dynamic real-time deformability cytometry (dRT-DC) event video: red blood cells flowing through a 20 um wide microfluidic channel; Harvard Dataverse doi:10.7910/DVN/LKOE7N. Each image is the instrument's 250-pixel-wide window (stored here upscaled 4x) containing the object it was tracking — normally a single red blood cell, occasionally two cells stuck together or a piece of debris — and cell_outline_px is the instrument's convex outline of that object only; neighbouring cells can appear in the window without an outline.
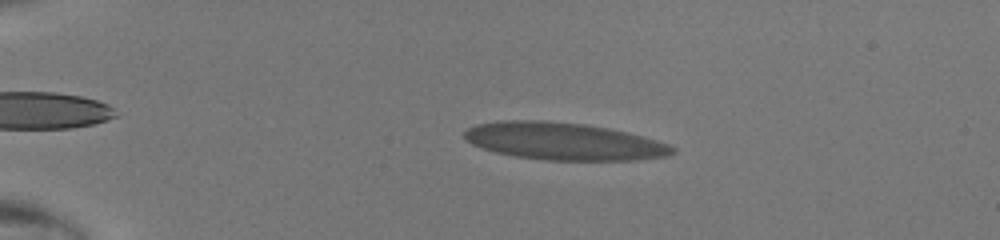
{"species": "human", "species_latin": "Homo sapiens", "temperature_condition": "room temperature", "stored_images_in_passage": 50, "camera_frame_rate_fps": 3000, "um_per_image_px": 0.085, "donor": {"sex": "male"}, "frame": {"image": 1, "passage_image": 12, "time_ms": 3.667, "image_size_px": [1000, 240], "cell_outline_px": [[676, 152], [664, 156], [628, 160], [548, 160], [516, 156], [496, 152], [472, 144], [464, 136], [464, 132], [468, 128], [476, 124], [504, 120], [544, 120], [584, 124], [608, 128], [640, 136], [668, 144], [676, 148]], "centroid_in_image_um": [47.88, 12.0], "position_along_channel_um": 37.1, "area_um2": 44.68}}
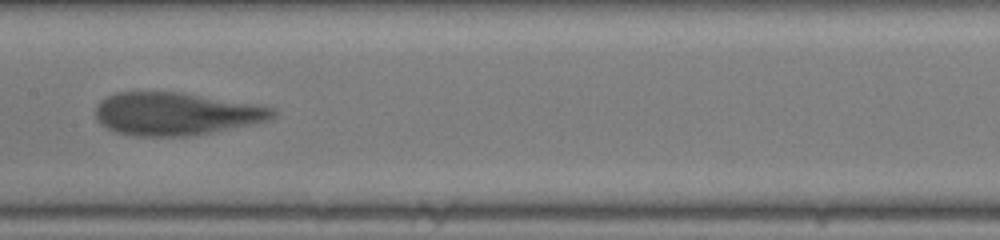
{"frame": {"image": 2, "passage_image": 28, "time_ms": 9.0, "image_size_px": [1000, 240], "cell_outline_px": [[276, 116], [268, 120], [212, 132], [184, 136], [144, 136], [116, 132], [100, 124], [96, 116], [96, 104], [100, 100], [116, 92], [180, 92], [260, 104], [272, 108], [276, 112]], "centroid_in_image_um": [14.95, 9.65], "position_along_channel_um": 192.4, "area_um2": 43.99}}
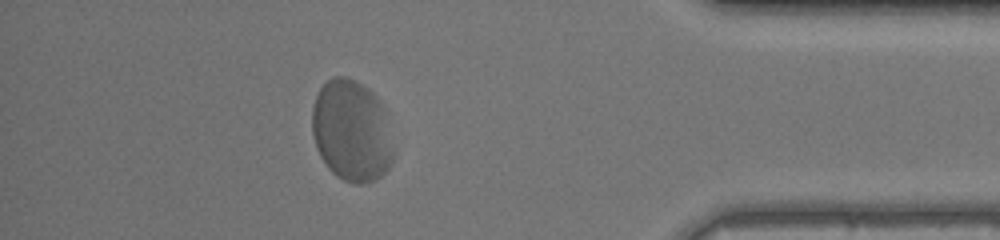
{"frame": {"image": 3, "passage_image": 45, "time_ms": 14.667, "image_size_px": [1000, 240], "cell_outline_px": [[392, 160], [388, 168], [376, 180], [360, 184], [356, 184], [344, 180], [336, 176], [328, 168], [320, 156], [316, 148], [312, 132], [312, 108], [316, 96], [320, 88], [332, 76], [344, 76], [360, 84], [372, 92], [376, 96], [384, 108], [392, 152]], "centroid_in_image_um": [29.84, 11.13], "position_along_channel_um": 405.4, "area_um2": 47.69}}